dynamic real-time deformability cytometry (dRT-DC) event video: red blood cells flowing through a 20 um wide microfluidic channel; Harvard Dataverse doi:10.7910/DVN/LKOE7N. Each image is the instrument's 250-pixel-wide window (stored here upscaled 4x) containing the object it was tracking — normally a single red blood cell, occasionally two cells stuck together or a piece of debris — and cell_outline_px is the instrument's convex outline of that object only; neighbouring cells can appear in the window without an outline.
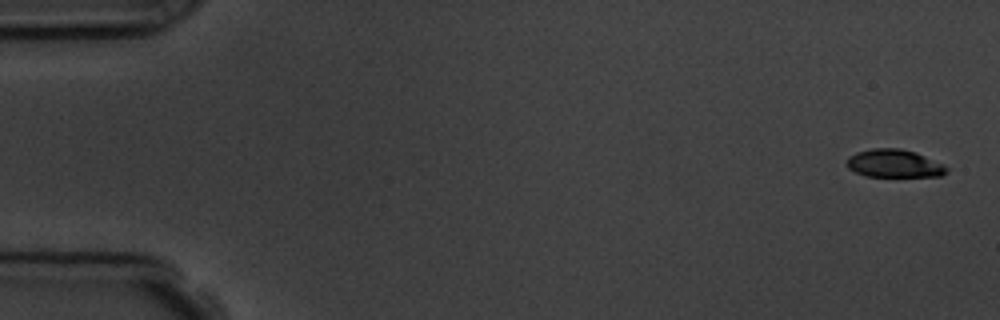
{"species": "common noctule bat (a hibernating species)", "species_latin": "Nyctalus noctula", "temperature_condition": "room temperature", "stored_images_in_passage": 5, "camera_frame_rate_fps": 3000, "um_per_image_px": 0.085, "animal": {"sex": "male", "body_mass_g": 19.5, "forearm_length_mm": 54.6}, "frame": {"image": 1, "passage_image": 1, "time_ms": 0.0, "image_size_px": [1000, 320], "cell_outline_px": [[948, 172], [940, 176], [868, 176], [856, 172], [848, 168], [848, 156], [856, 152], [872, 148], [900, 148], [916, 152], [948, 168]], "centroid_in_image_um": [75.98, 13.89], "position_along_channel_um": 9.0, "area_um2": 16.01}}
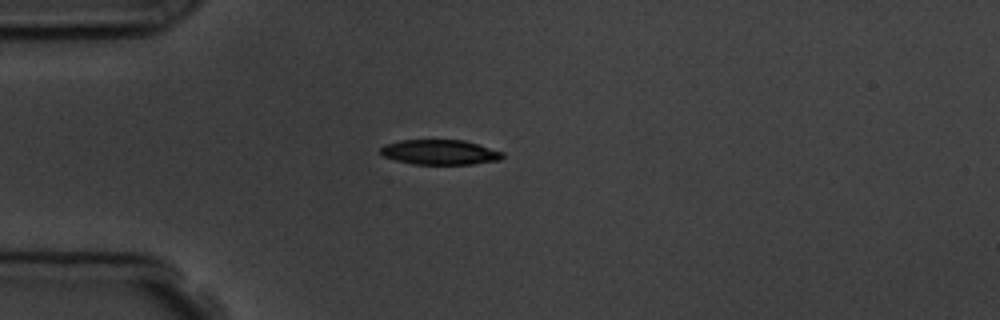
{"frame": {"image": 2, "passage_image": 5, "time_ms": 4.333, "image_size_px": [1000, 320], "cell_outline_px": [[504, 156], [500, 160], [472, 164], [412, 164], [396, 160], [384, 156], [380, 152], [380, 148], [384, 144], [400, 140], [464, 140], [504, 152]], "centroid_in_image_um": [37.39, 12.93], "position_along_channel_um": 47.6, "area_um2": 17.74}}